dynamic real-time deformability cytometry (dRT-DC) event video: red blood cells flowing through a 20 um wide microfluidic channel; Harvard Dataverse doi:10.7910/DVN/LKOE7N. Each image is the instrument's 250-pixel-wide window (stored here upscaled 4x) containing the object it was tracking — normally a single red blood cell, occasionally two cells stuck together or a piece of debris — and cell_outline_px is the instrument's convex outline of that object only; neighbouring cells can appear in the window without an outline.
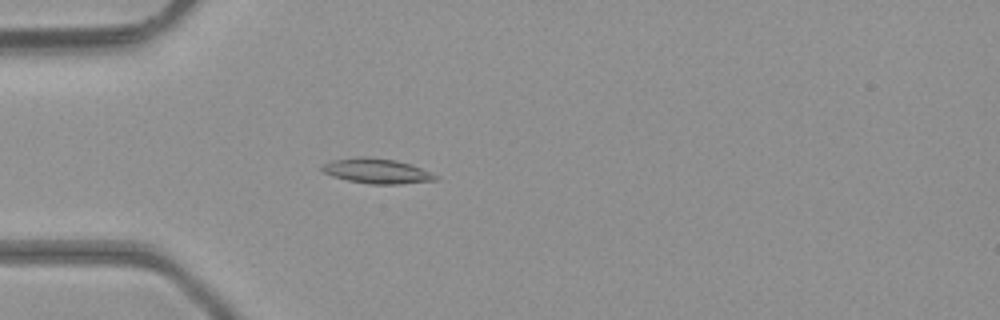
{"species": "common noctule bat (a hibernating species)", "species_latin": "Nyctalus noctula", "temperature_condition": "room temperature", "stored_images_in_passage": 43, "camera_frame_rate_fps": 3000, "um_per_image_px": 0.085, "animal": {"sex": "male", "body_mass_g": 23.1, "forearm_length_mm": 52.7}, "frame": {"image": 1, "passage_image": 10, "time_ms": 3.0, "image_size_px": [1000, 320], "cell_outline_px": [[440, 176], [436, 180], [400, 184], [372, 184], [348, 180], [332, 176], [324, 172], [320, 168], [320, 164], [332, 160], [356, 156], [368, 156], [396, 160], [420, 168]], "centroid_in_image_um": [31.98, 14.52], "position_along_channel_um": 53.0, "area_um2": 16.59}}
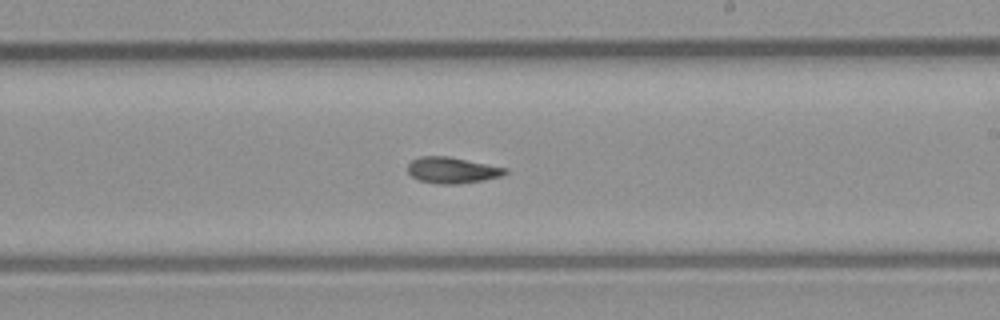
{"frame": {"image": 2, "passage_image": 24, "time_ms": 7.667, "image_size_px": [1000, 320], "cell_outline_px": [[508, 172], [500, 176], [484, 180], [460, 184], [440, 184], [420, 180], [412, 176], [408, 172], [408, 164], [412, 160], [420, 156], [448, 156], [508, 168]], "centroid_in_image_um": [38.45, 14.46], "position_along_channel_um": 250.6, "area_um2": 14.8}}
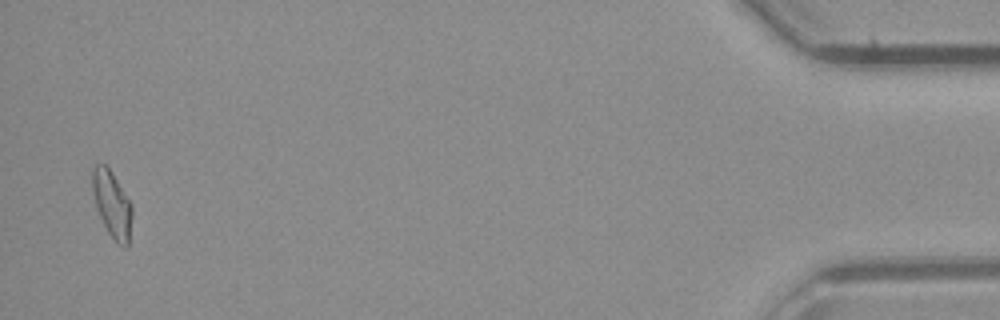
{"frame": {"image": 3, "passage_image": 42, "time_ms": 13.667, "image_size_px": [1000, 320], "cell_outline_px": [[132, 216], [128, 248], [124, 248], [116, 244], [108, 232], [96, 208], [92, 192], [92, 168], [96, 164], [104, 164], [112, 172], [132, 204]], "centroid_in_image_um": [9.53, 17.39], "position_along_channel_um": 425.7, "area_um2": 15.55}, "authors_computed_cell_mechanics": {"area_um2": 14.9702, "velocity_mm_per_s": 4.4451, "shape_relaxation_time_tau1_ms": null, "shape_relaxation_time_tau2_ms": 2.8178, "deformation_change_tau1": null, "deformation_change_tau2": 0.09}}